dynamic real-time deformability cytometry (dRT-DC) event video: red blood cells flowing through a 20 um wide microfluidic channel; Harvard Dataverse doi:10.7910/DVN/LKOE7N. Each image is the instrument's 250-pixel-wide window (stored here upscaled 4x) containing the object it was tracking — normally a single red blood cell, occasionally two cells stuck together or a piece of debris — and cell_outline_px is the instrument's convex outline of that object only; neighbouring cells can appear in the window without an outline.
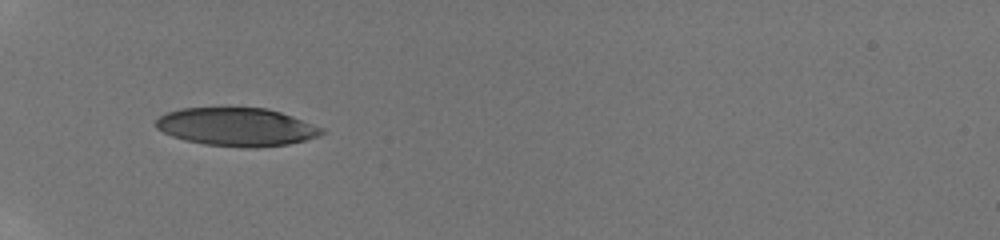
{"species": "human", "species_latin": "Homo sapiens", "temperature_condition": "room temperature", "stored_images_in_passage": 2, "camera_frame_rate_fps": 3000, "um_per_image_px": 0.085, "donor": {"sex": "male"}, "frame": {"image": 1, "passage_image": 1, "time_ms": 0.0, "image_size_px": [1000, 240], "cell_outline_px": [[324, 132], [320, 136], [288, 144], [256, 148], [240, 148], [204, 144], [184, 140], [172, 136], [156, 128], [156, 120], [160, 116], [168, 112], [180, 108], [268, 108], [292, 116], [324, 128]], "centroid_in_image_um": [20.12, 10.8], "position_along_channel_um": 64.9, "area_um2": 36.99}}